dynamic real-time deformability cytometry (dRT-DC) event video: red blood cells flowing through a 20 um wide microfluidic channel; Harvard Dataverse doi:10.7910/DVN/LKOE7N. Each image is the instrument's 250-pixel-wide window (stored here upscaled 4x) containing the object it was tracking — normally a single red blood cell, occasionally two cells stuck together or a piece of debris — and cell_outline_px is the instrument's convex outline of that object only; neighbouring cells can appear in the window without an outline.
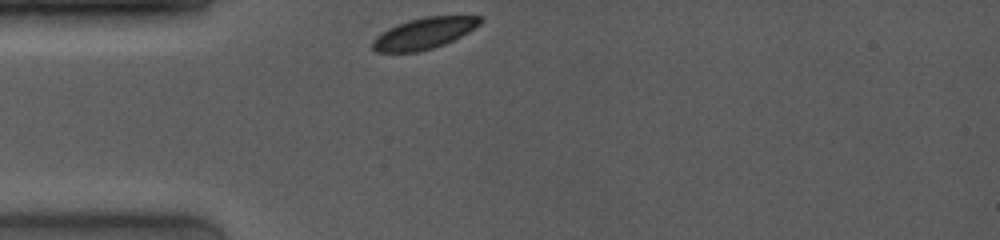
{"species": "common noctule bat (a hibernating species)", "species_latin": "Nyctalus noctula", "temperature_condition": "room temperature", "stored_images_in_passage": 40, "camera_frame_rate_fps": 4000, "um_per_image_px": 0.085, "animal": {"sex": "female", "body_mass_g": 19.0, "forearm_length_mm": 53.3}, "frame": {"image": 1, "passage_image": 1, "time_ms": 0.0, "image_size_px": [1000, 240], "cell_outline_px": [[484, 20], [480, 24], [468, 32], [444, 44], [432, 48], [416, 52], [376, 52], [372, 48], [372, 40], [376, 36], [388, 28], [396, 24], [408, 20], [424, 16], [480, 16]], "centroid_in_image_um": [36.02, 2.82], "position_along_channel_um": 49.0, "area_um2": 19.54}}
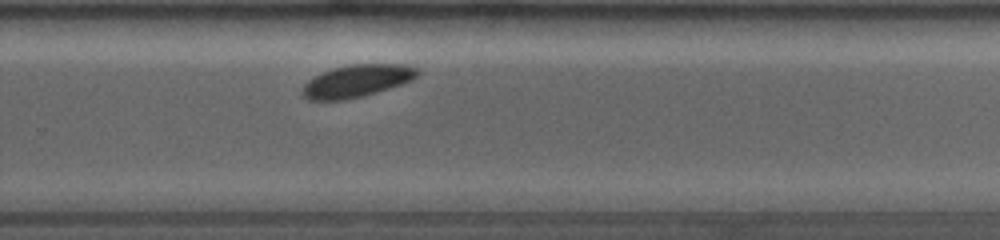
{"frame": {"image": 2, "passage_image": 28, "time_ms": 6.75, "image_size_px": [1000, 240], "cell_outline_px": [[420, 72], [412, 80], [364, 96], [344, 100], [308, 100], [300, 92], [304, 84], [308, 80], [320, 72], [332, 68], [352, 64], [404, 64], [420, 68]], "centroid_in_image_um": [30.31, 6.87], "position_along_channel_um": 299.5, "area_um2": 21.85}}
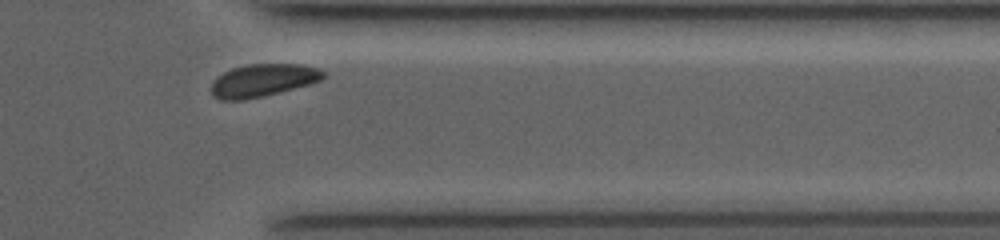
{"frame": {"image": 3, "passage_image": 37, "time_ms": 9.0, "image_size_px": [1000, 240], "cell_outline_px": [[324, 76], [320, 80], [308, 84], [264, 96], [244, 100], [220, 100], [212, 96], [212, 84], [216, 76], [232, 68], [248, 64], [300, 64], [320, 68], [324, 72]], "centroid_in_image_um": [22.31, 6.83], "position_along_channel_um": 389.1, "area_um2": 21.27}, "authors_computed_cell_mechanics": {"area_um2": 21.7328, "velocity_mm_per_s": 3.9102, "shape_relaxation_time_tau1_ms": 1.0223, "shape_relaxation_time_tau2_ms": null, "deformation_change_tau1": 0.04, "deformation_change_tau2": null}}